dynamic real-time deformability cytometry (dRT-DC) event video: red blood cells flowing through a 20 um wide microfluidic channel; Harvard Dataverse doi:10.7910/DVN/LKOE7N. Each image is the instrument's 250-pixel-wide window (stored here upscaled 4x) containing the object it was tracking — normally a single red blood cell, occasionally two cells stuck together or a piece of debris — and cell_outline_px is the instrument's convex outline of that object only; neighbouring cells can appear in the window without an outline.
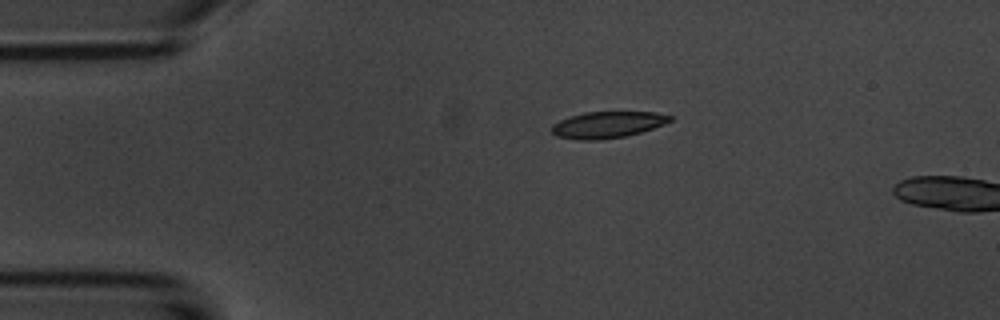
{"species": "common noctule bat (a hibernating species)", "species_latin": "Nyctalus noctula", "temperature_condition": "room temperature", "stored_images_in_passage": 2, "camera_frame_rate_fps": 3000, "um_per_image_px": 0.085, "animal": {"sex": "male", "body_mass_g": 20.1, "forearm_length_mm": 53.5}, "frame": {"image": 1, "passage_image": 1, "time_ms": 0.0, "image_size_px": [1000, 320], "cell_outline_px": [[672, 120], [664, 124], [640, 132], [624, 136], [600, 140], [580, 140], [556, 136], [552, 132], [552, 124], [568, 116], [584, 112], [656, 112], [672, 116]], "centroid_in_image_um": [51.61, 10.59], "position_along_channel_um": 33.4, "area_um2": 18.21}}